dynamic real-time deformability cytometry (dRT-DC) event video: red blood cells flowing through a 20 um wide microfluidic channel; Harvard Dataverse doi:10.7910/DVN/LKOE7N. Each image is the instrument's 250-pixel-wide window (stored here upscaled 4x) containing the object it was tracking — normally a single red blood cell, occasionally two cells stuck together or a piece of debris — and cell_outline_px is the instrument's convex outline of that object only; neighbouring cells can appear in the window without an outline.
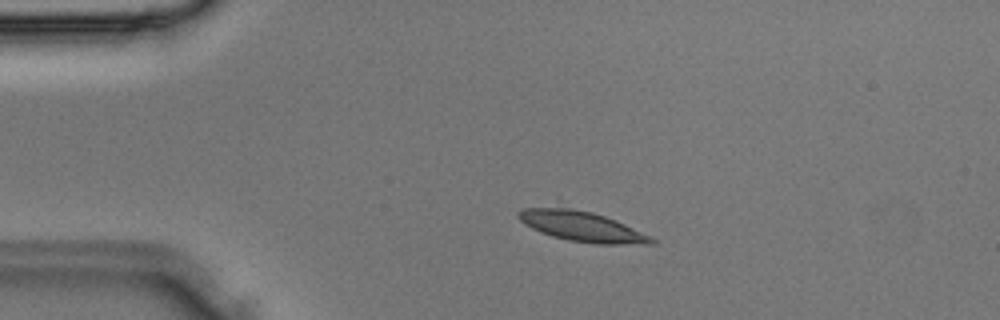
{"species": "Egyptian fruit bat (a non-hibernating species)", "species_latin": "Rousettus aegyptiacus", "temperature_condition": "room temperature", "stored_images_in_passage": 38, "segment_of_instrument_passage": [1, 2], "camera_frame_rate_fps": 3000, "um_per_image_px": 0.085, "animal": {"sex": "male"}, "frame": {"image": 1, "passage_image": 7, "time_ms": 2.0, "image_size_px": [1000, 320], "cell_outline_px": [[656, 244], [596, 244], [568, 240], [552, 236], [540, 232], [524, 224], [516, 216], [516, 212], [520, 208], [572, 208], [592, 212], [604, 216], [624, 224], [656, 240]], "centroid_in_image_um": [49.4, 19.25], "position_along_channel_um": 35.6, "area_um2": 23.06}}
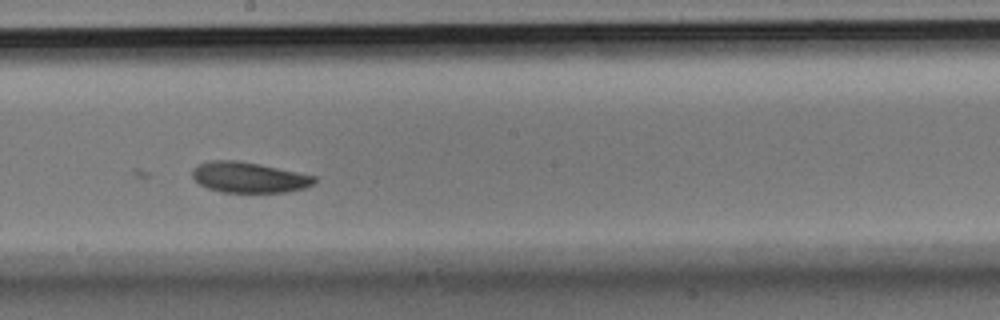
{"frame": {"image": 2, "passage_image": 20, "time_ms": 6.333, "image_size_px": [1000, 320], "cell_outline_px": [[316, 180], [312, 184], [304, 188], [288, 192], [220, 192], [208, 188], [200, 184], [192, 176], [192, 168], [208, 160], [236, 160], [260, 164], [316, 176]], "centroid_in_image_um": [21.14, 15.07], "position_along_channel_um": 227.1, "area_um2": 21.73}}
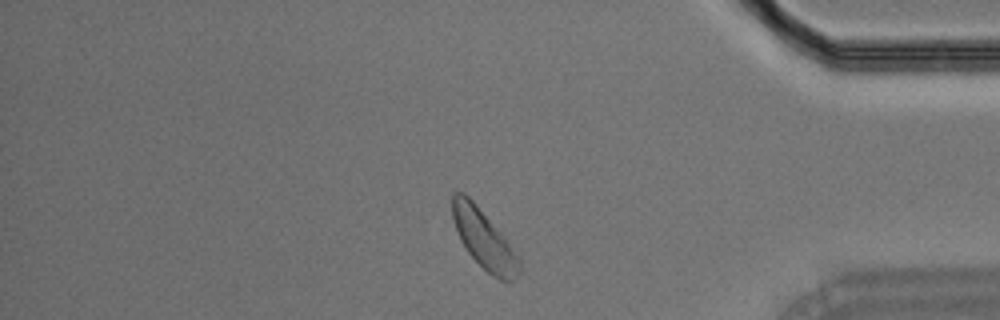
{"frame": {"image": 3, "passage_image": 31, "time_ms": 10.0, "image_size_px": [1000, 320], "cell_outline_px": [[520, 272], [516, 280], [508, 284], [492, 276], [468, 252], [460, 240], [452, 216], [452, 192], [464, 192], [476, 204], [504, 236], [520, 260]], "centroid_in_image_um": [41.15, 20.37], "position_along_channel_um": 394.0, "area_um2": 22.83}}